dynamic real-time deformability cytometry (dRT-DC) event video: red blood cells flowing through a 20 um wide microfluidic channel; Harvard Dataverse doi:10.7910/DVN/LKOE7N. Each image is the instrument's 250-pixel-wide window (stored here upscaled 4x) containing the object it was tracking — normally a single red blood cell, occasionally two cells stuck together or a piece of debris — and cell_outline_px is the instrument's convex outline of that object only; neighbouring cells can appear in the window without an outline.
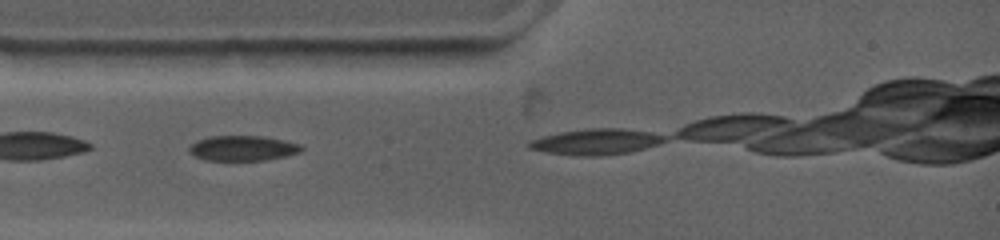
{"species": "common noctule bat (a hibernating species)", "species_latin": "Nyctalus noctula", "temperature_condition": "warm", "stored_images_in_passage": 4, "camera_frame_rate_fps": 4500, "um_per_image_px": 0.085, "animal": {"sex": "female", "body_mass_g": 19.0, "forearm_length_mm": 53.3}, "frame": {"image": 1, "passage_image": 2, "time_ms": 0.667, "image_size_px": [1000, 240], "cell_outline_px": [[304, 148], [300, 152], [284, 156], [264, 160], [208, 160], [196, 156], [188, 152], [188, 148], [196, 140], [208, 136], [264, 136], [284, 140], [300, 144]], "centroid_in_image_um": [20.62, 12.58], "position_along_channel_um": 64.4, "area_um2": 16.42}}